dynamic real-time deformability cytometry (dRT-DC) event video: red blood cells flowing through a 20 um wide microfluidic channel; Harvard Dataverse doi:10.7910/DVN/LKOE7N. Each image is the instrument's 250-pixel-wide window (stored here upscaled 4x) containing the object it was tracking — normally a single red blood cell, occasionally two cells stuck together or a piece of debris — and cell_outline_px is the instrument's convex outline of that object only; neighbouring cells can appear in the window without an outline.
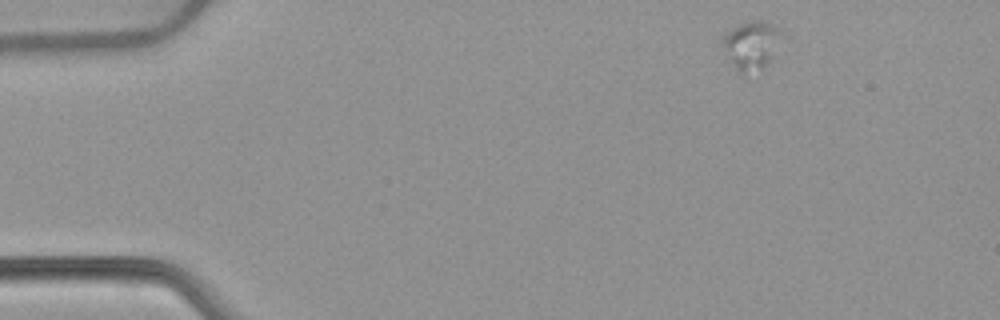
{"species": "common noctule bat (a hibernating species)", "species_latin": "Nyctalus noctula", "temperature_condition": "warm", "stored_images_in_passage": 48, "camera_frame_rate_fps": 3000, "um_per_image_px": 0.085, "animal": {"sex": "female", "body_mass_g": 22.7, "forearm_length_mm": 54.2}, "frame": {"image": 1, "passage_image": 1, "time_ms": 0.0, "image_size_px": [1000, 320], "cell_outline_px": [[780, 32], [768, 64], [764, 68], [744, 72], [740, 72], [736, 68], [716, 44], [724, 32], [748, 20], [760, 20], [772, 24]], "centroid_in_image_um": [63.7, 3.8], "position_along_channel_um": 21.3, "area_um2": 16.42}}
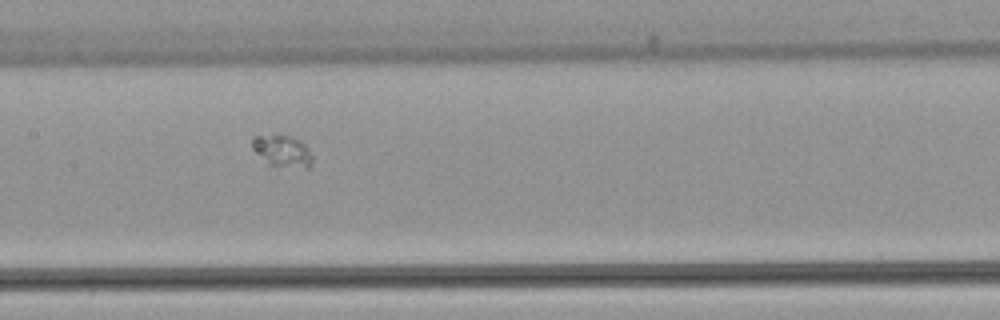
{"frame": {"image": 2, "passage_image": 21, "time_ms": 6.667, "image_size_px": [1000, 320], "cell_outline_px": [[312, 164], [308, 168], [304, 168], [272, 164], [256, 152], [252, 148], [252, 140], [256, 136], [292, 136], [300, 140], [308, 148], [312, 156]], "centroid_in_image_um": [24.06, 12.83], "position_along_channel_um": 183.3, "area_um2": 10.58}}
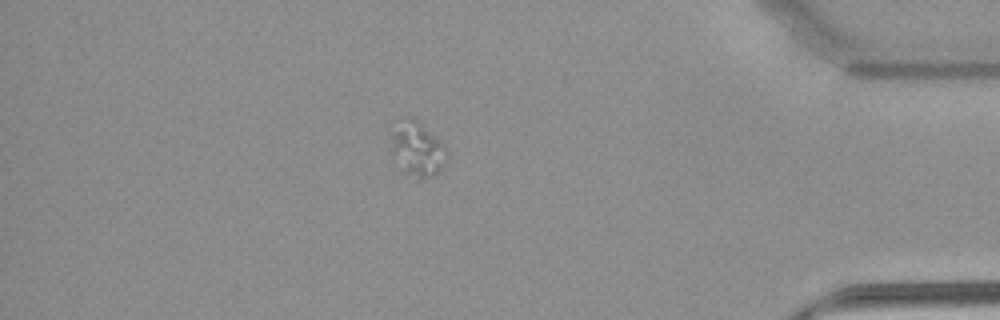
{"frame": {"image": 3, "passage_image": 41, "time_ms": 13.333, "image_size_px": [1000, 320], "cell_outline_px": [[448, 152], [440, 168], [432, 176], [420, 180], [416, 180], [400, 176], [388, 152], [388, 124], [396, 116], [412, 116], [440, 140], [444, 144]], "centroid_in_image_um": [35.23, 12.63], "position_along_channel_um": 400.0, "area_um2": 20.0}}